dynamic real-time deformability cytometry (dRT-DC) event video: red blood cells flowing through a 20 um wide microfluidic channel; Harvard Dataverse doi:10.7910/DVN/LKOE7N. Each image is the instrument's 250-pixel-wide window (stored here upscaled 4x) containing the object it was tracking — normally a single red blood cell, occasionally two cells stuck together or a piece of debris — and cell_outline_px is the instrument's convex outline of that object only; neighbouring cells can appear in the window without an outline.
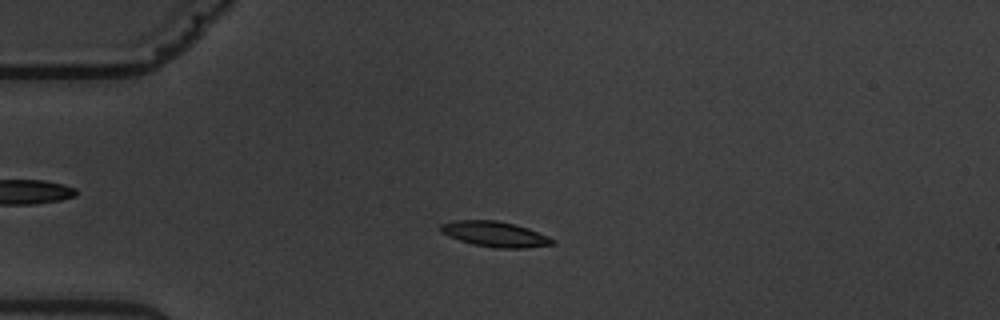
{"species": "common noctule bat (a hibernating species)", "species_latin": "Nyctalus noctula", "temperature_condition": "warm", "stored_images_in_passage": 4, "camera_frame_rate_fps": 3000, "um_per_image_px": 0.085, "animal": {"sex": "male", "body_mass_g": 19.5, "forearm_length_mm": 54.6}, "frame": {"image": 1, "passage_image": 4, "time_ms": 3.667, "image_size_px": [1000, 320], "cell_outline_px": [[556, 244], [524, 248], [492, 248], [472, 244], [460, 240], [440, 232], [440, 224], [456, 220], [496, 220], [516, 224], [528, 228], [548, 236], [556, 240]], "centroid_in_image_um": [42.1, 19.9], "position_along_channel_um": 42.9, "area_um2": 16.65}}